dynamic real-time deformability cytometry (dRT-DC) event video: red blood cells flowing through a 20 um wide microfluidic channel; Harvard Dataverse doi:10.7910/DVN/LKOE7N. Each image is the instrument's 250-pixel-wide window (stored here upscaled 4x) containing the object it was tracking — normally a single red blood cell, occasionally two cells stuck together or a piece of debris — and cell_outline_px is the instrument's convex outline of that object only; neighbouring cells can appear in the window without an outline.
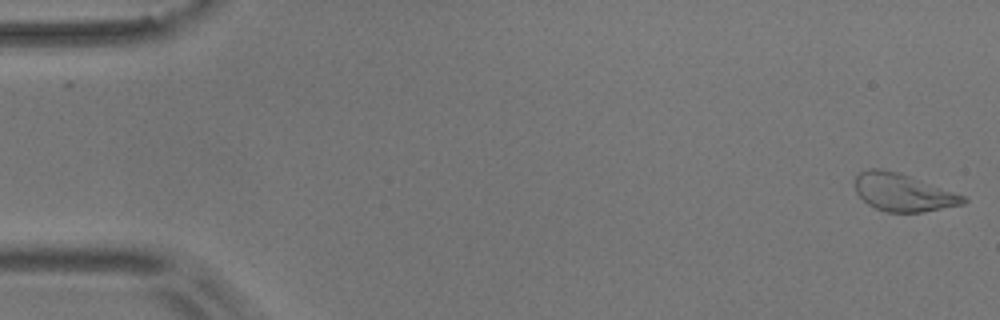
{"species": "common noctule bat (a hibernating species)", "species_latin": "Nyctalus noctula", "temperature_condition": "room temperature", "stored_images_in_passage": 53, "camera_frame_rate_fps": 3000, "um_per_image_px": 0.085, "animal": {"sex": "male", "body_mass_g": 17.9}, "frame": {"image": 1, "passage_image": 1, "time_ms": 0.0, "image_size_px": [1000, 320], "cell_outline_px": [[968, 200], [964, 204], [924, 212], [884, 212], [868, 204], [856, 192], [856, 172], [868, 168], [880, 168], [900, 172], [964, 196]], "centroid_in_image_um": [76.73, 16.34], "position_along_channel_um": 8.3, "area_um2": 23.76}}
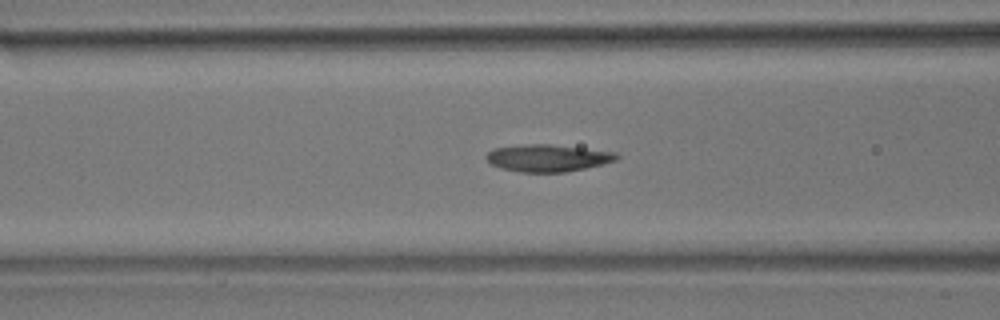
{"frame": {"image": 2, "passage_image": 19, "time_ms": 6.0, "image_size_px": [1000, 320], "cell_outline_px": [[620, 156], [616, 160], [604, 164], [564, 172], [520, 172], [500, 168], [492, 164], [484, 156], [492, 148], [524, 144], [548, 144], [616, 152]], "centroid_in_image_um": [46.54, 13.42], "position_along_channel_um": 120.1, "area_um2": 20.58}}
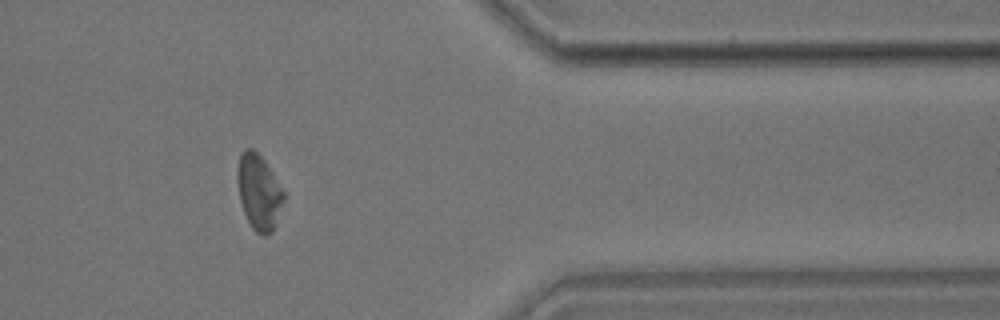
{"frame": {"image": 3, "passage_image": 43, "time_ms": 14.0, "image_size_px": [1000, 320], "cell_outline_px": [[284, 200], [276, 224], [272, 232], [264, 236], [256, 232], [252, 228], [244, 212], [240, 200], [236, 180], [236, 168], [240, 156], [244, 148], [252, 148], [264, 160], [272, 172], [284, 192]], "centroid_in_image_um": [21.99, 16.32], "position_along_channel_um": 389.4, "area_um2": 20.35}, "authors_computed_cell_mechanics": {"area_um2": 20.9814, "velocity_mm_per_s": 3.625, "shape_relaxation_time_tau1_ms": 4.1864, "shape_relaxation_time_tau2_ms": 5.2781, "deformation_change_tau1": 0.1347, "deformation_change_tau2": 0.1215}}